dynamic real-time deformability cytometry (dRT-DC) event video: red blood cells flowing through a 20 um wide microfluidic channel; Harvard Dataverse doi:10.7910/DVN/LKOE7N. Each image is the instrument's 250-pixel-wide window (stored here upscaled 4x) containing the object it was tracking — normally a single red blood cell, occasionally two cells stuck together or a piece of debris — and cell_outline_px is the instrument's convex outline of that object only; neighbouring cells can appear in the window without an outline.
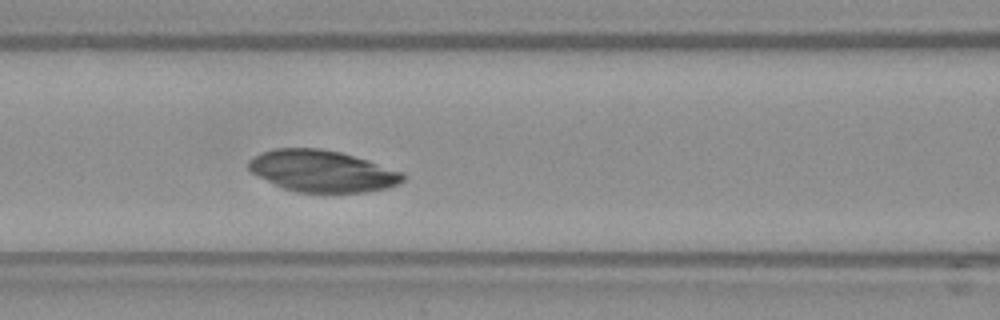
{"species": "Egyptian fruit bat (a non-hibernating species)", "species_latin": "Rousettus aegyptiacus", "temperature_condition": "warm", "stored_images_in_passage": 53, "camera_frame_rate_fps": 3000, "um_per_image_px": 0.085, "frame": {"image": 1, "passage_image": 21, "time_ms": 6.667, "image_size_px": [1000, 320], "cell_outline_px": [[404, 180], [400, 184], [384, 188], [364, 192], [296, 192], [280, 188], [252, 172], [248, 168], [248, 160], [264, 152], [276, 148], [320, 148], [340, 152], [368, 160], [404, 172]], "centroid_in_image_um": [27.4, 14.54], "position_along_channel_um": 139.2, "area_um2": 37.34}}